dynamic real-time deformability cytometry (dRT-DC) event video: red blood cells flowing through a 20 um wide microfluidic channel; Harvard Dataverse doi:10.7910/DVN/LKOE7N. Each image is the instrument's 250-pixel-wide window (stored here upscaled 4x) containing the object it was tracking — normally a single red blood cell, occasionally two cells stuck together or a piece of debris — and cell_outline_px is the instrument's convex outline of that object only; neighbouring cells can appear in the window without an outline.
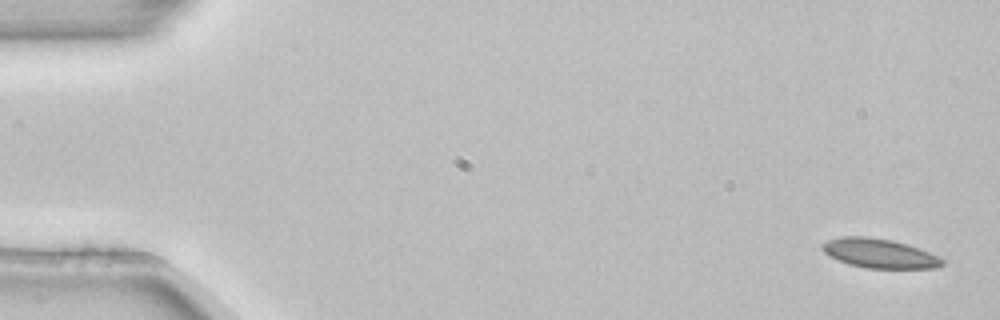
{"species": "common noctule bat (a hibernating species)", "species_latin": "Nyctalus noctula", "temperature_condition": "room temperature", "stored_images_in_passage": 4, "camera_frame_rate_fps": 3000, "um_per_image_px": 0.085, "animal": {"sex": "female", "body_mass_g": 22.7, "forearm_length_mm": 54.2}, "frame": {"image": 1, "passage_image": 1, "time_ms": 0.0, "image_size_px": [1000, 320], "cell_outline_px": [[944, 264], [940, 268], [868, 268], [848, 264], [828, 256], [820, 248], [820, 244], [828, 240], [840, 236], [868, 236], [892, 240], [908, 244], [928, 252], [944, 260]], "centroid_in_image_um": [74.71, 21.53], "position_along_channel_um": 10.3, "area_um2": 20.63}}
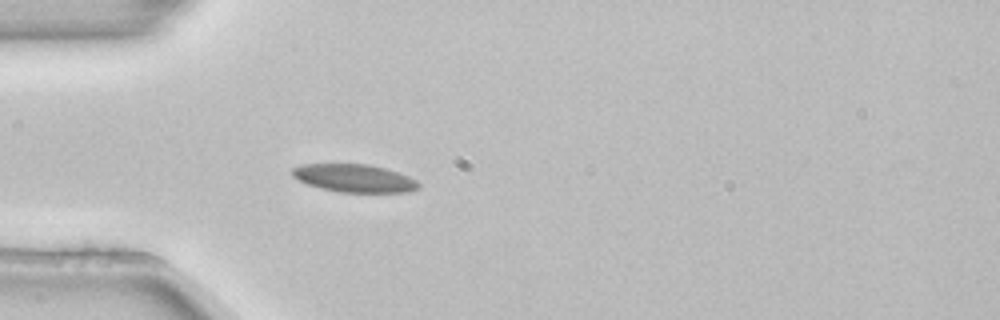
{"frame": {"image": 2, "passage_image": 4, "time_ms": 1.0, "image_size_px": [1000, 320], "cell_outline_px": [[420, 188], [408, 192], [340, 192], [320, 188], [308, 184], [292, 176], [292, 168], [304, 164], [368, 164], [384, 168], [408, 176], [416, 180], [420, 184]], "centroid_in_image_um": [30.13, 15.15], "position_along_channel_um": 54.9, "area_um2": 20.4}}